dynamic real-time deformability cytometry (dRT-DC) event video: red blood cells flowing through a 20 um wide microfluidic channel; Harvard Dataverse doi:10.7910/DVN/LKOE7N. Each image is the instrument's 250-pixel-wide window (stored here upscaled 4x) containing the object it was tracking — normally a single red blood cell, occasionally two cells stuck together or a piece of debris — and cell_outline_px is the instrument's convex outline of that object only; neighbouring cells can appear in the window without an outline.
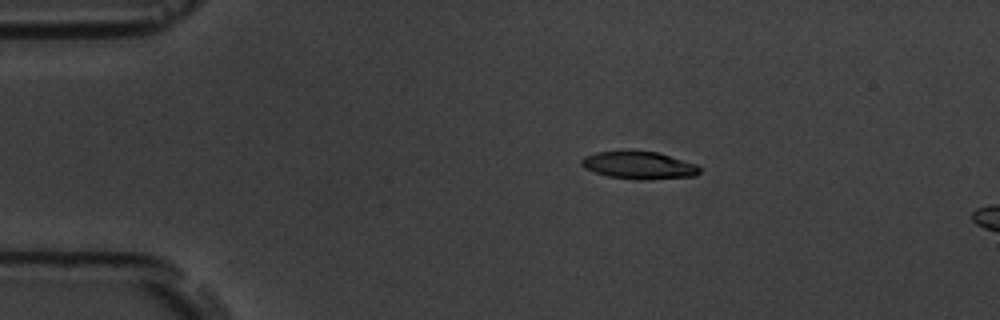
{"species": "common noctule bat (a hibernating species)", "species_latin": "Nyctalus noctula", "temperature_condition": "room temperature", "stored_images_in_passage": 5, "camera_frame_rate_fps": 3000, "um_per_image_px": 0.085, "animal": {"sex": "male", "body_mass_g": 19.5, "forearm_length_mm": 54.6}, "frame": {"image": 1, "passage_image": 3, "time_ms": 3.333, "image_size_px": [1000, 320], "cell_outline_px": [[700, 172], [696, 176], [644, 180], [636, 180], [608, 176], [584, 168], [580, 164], [580, 160], [584, 156], [596, 152], [656, 152], [696, 164], [700, 168]], "centroid_in_image_um": [54.3, 14.07], "position_along_channel_um": 30.7, "area_um2": 18.67}}